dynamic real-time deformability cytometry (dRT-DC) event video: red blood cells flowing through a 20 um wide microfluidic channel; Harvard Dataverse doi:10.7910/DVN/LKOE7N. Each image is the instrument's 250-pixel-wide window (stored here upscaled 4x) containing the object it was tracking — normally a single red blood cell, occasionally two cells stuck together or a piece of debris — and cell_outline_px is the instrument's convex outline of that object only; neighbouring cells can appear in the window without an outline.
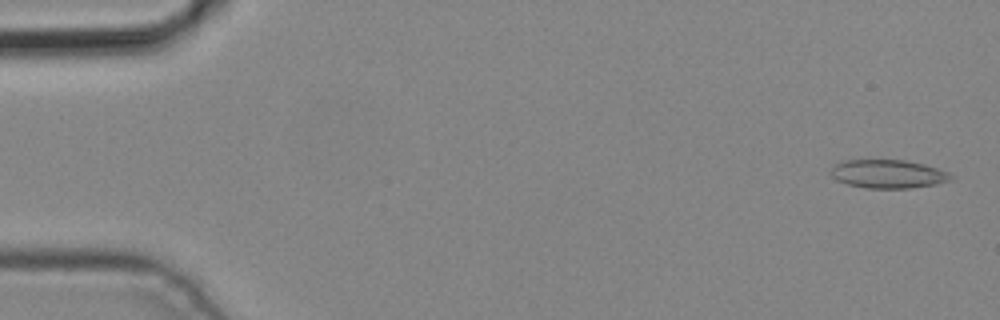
{"species": "common noctule bat (a hibernating species)", "species_latin": "Nyctalus noctula", "temperature_condition": "cold", "stored_images_in_passage": 4, "camera_frame_rate_fps": 3000, "um_per_image_px": 0.085, "animal": {"sex": "male", "body_mass_g": 19.2, "forearm_length_mm": 51.8}, "frame": {"image": 1, "passage_image": 1, "time_ms": 0.0, "image_size_px": [1000, 320], "cell_outline_px": [[956, 176], [952, 180], [936, 184], [908, 188], [864, 188], [848, 184], [836, 180], [828, 172], [840, 160], [904, 160], [924, 164], [948, 172]], "centroid_in_image_um": [75.48, 14.78], "position_along_channel_um": 9.5, "area_um2": 20.06}}
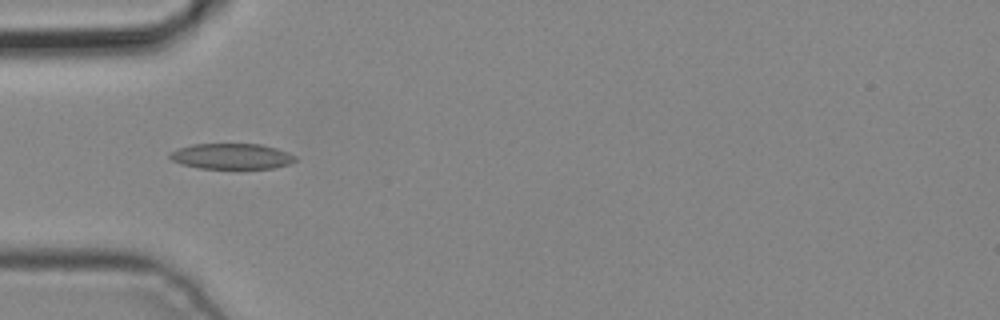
{"frame": {"image": 2, "passage_image": 4, "time_ms": 1.0, "image_size_px": [1000, 320], "cell_outline_px": [[296, 160], [288, 164], [276, 168], [200, 168], [180, 164], [172, 160], [168, 156], [168, 152], [192, 144], [260, 144], [276, 148], [288, 152], [296, 156]], "centroid_in_image_um": [19.67, 13.28], "position_along_channel_um": 65.3, "area_um2": 18.73}}